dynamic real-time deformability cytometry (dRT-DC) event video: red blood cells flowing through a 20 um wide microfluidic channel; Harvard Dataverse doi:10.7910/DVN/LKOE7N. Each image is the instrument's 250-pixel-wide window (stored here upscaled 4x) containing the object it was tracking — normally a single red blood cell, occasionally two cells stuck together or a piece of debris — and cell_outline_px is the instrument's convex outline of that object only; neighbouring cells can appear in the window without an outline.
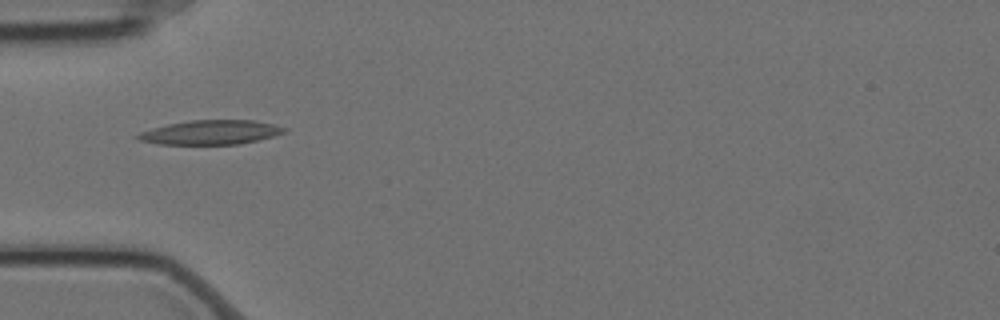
{"species": "Egyptian fruit bat (a non-hibernating species)", "species_latin": "Rousettus aegyptiacus", "temperature_condition": "cold", "stored_images_in_passage": 5, "camera_frame_rate_fps": 3000, "um_per_image_px": 0.085, "animal": {"sex": "female"}, "frame": {"image": 1, "passage_image": 2, "time_ms": 0.333, "image_size_px": [1000, 320], "cell_outline_px": [[288, 128], [284, 132], [272, 136], [240, 144], [156, 144], [140, 140], [136, 136], [140, 132], [152, 128], [168, 124], [192, 120], [252, 120], [272, 124]], "centroid_in_image_um": [17.89, 11.25], "position_along_channel_um": 67.1, "area_um2": 20.46}}
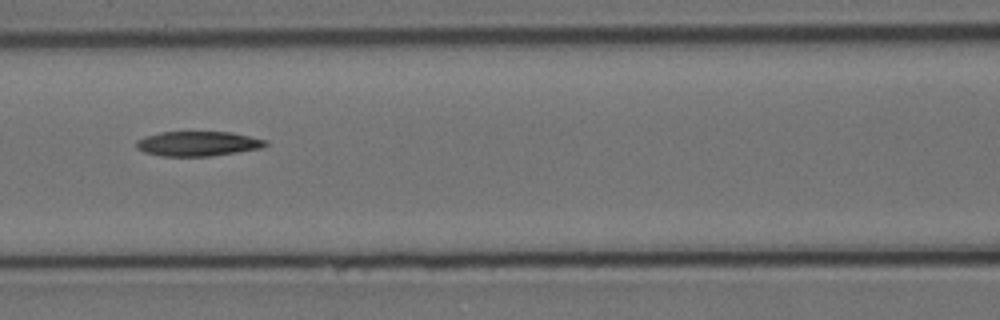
{"frame": {"image": 2, "passage_image": 4, "time_ms": 1.0, "image_size_px": [1000, 320], "cell_outline_px": [[268, 144], [260, 148], [212, 156], [160, 156], [144, 152], [136, 148], [136, 140], [160, 132], [232, 132], [268, 140]], "centroid_in_image_um": [16.82, 12.21], "position_along_channel_um": 149.8, "area_um2": 18.61}}
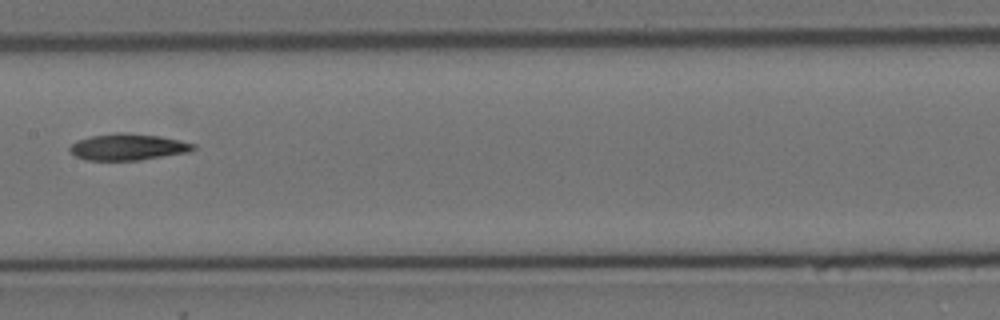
{"frame": {"image": 3, "passage_image": 5, "time_ms": 1.333, "image_size_px": [1000, 320], "cell_outline_px": [[196, 148], [188, 152], [140, 160], [88, 160], [76, 156], [68, 148], [76, 140], [92, 136], [116, 132], [124, 132], [160, 136], [180, 140], [196, 144]], "centroid_in_image_um": [10.89, 12.48], "position_along_channel_um": 196.5, "area_um2": 19.02}}